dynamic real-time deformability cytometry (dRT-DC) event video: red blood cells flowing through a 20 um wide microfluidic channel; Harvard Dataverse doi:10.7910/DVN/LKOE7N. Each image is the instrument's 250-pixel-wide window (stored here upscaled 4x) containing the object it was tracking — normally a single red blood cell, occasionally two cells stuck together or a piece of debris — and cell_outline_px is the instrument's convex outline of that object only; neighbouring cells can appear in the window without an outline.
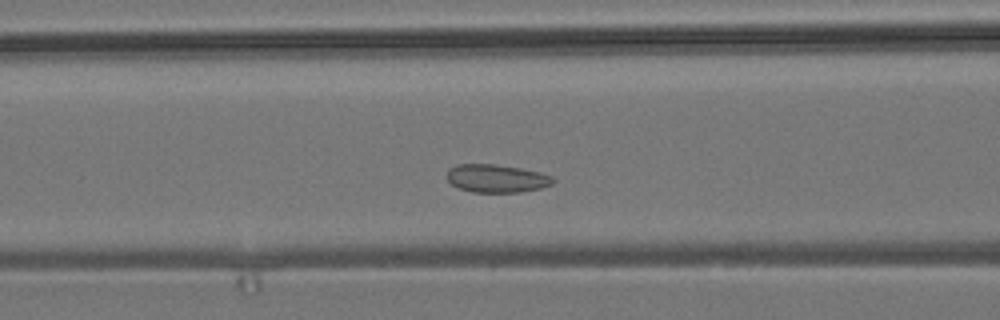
{"species": "common noctule bat (a hibernating species)", "species_latin": "Nyctalus noctula", "temperature_condition": "room temperature", "stored_images_in_passage": 52, "camera_frame_rate_fps": 3000, "um_per_image_px": 0.085, "animal": {"sex": "male", "body_mass_g": 19.2, "forearm_length_mm": 51.8}, "frame": {"image": 1, "passage_image": 17, "time_ms": 5.333, "image_size_px": [1000, 320], "cell_outline_px": [[556, 180], [552, 184], [540, 188], [520, 192], [472, 192], [456, 188], [448, 180], [448, 168], [456, 164], [496, 164], [520, 168], [540, 172], [552, 176]], "centroid_in_image_um": [42.2, 15.16], "position_along_channel_um": 124.4, "area_um2": 17.46}}
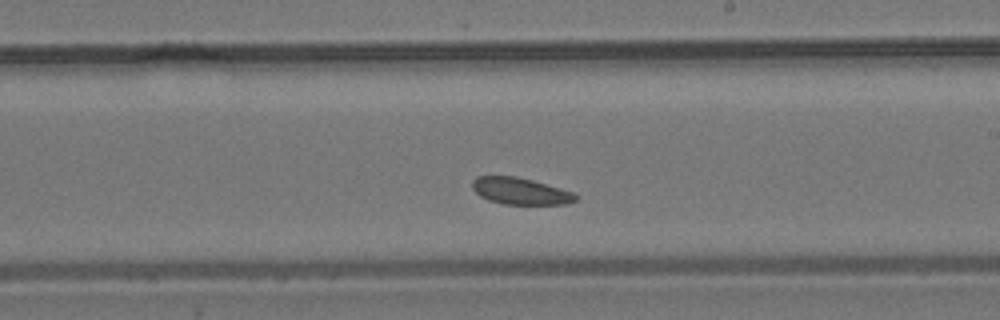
{"frame": {"image": 2, "passage_image": 27, "time_ms": 8.667, "image_size_px": [1000, 320], "cell_outline_px": [[580, 196], [576, 200], [564, 204], [504, 204], [488, 200], [480, 196], [472, 188], [472, 180], [476, 176], [516, 176], [532, 180], [560, 188], [572, 192]], "centroid_in_image_um": [44.21, 16.24], "position_along_channel_um": 244.8, "area_um2": 16.07}}
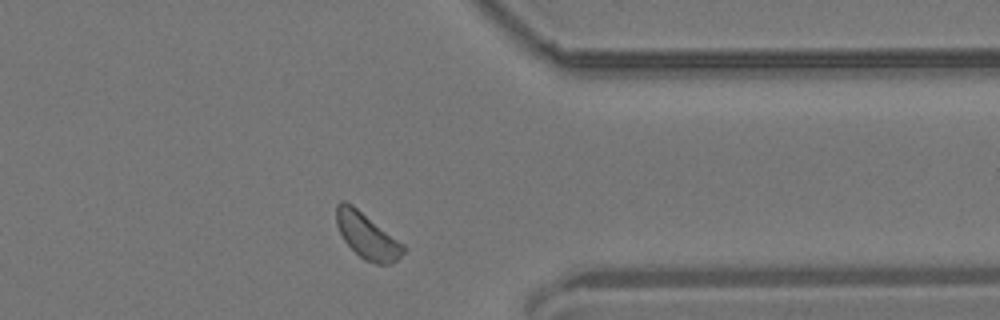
{"frame": {"image": 3, "passage_image": 39, "time_ms": 12.667, "image_size_px": [1000, 320], "cell_outline_px": [[408, 248], [392, 264], [376, 264], [364, 260], [344, 240], [336, 224], [336, 204], [340, 200], [344, 200], [352, 204], [404, 244]], "centroid_in_image_um": [31.21, 20.03], "position_along_channel_um": 380.2, "area_um2": 17.8}}